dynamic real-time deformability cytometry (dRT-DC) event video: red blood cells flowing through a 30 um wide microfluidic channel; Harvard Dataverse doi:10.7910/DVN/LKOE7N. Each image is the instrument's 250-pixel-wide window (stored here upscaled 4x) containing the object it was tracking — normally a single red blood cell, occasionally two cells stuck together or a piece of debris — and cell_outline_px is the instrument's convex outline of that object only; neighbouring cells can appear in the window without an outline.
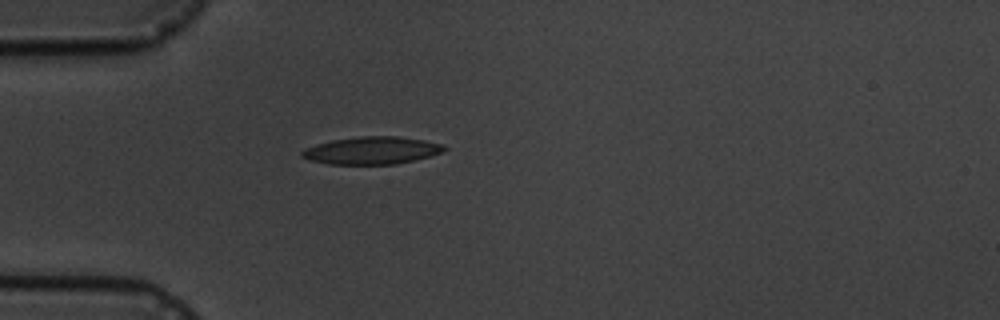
{"species": "common noctule bat (a hibernating species)", "species_latin": "Nyctalus noctula", "temperature_condition": "cold", "stored_images_in_passage": 1, "camera_frame_rate_fps": 3000, "um_per_image_px": 0.085, "animal": {"sex": "male", "body_mass_g": 19.5, "forearm_length_mm": 54.6}, "frame": {"image": 1, "passage_image": 1, "time_ms": 0.0, "image_size_px": [1000, 320], "cell_outline_px": [[448, 148], [444, 152], [432, 156], [396, 164], [328, 164], [308, 160], [300, 156], [300, 152], [304, 148], [316, 144], [332, 140], [360, 136], [396, 136], [424, 140], [444, 144]], "centroid_in_image_um": [31.61, 12.79], "position_along_channel_um": 53.4, "area_um2": 23.06}}